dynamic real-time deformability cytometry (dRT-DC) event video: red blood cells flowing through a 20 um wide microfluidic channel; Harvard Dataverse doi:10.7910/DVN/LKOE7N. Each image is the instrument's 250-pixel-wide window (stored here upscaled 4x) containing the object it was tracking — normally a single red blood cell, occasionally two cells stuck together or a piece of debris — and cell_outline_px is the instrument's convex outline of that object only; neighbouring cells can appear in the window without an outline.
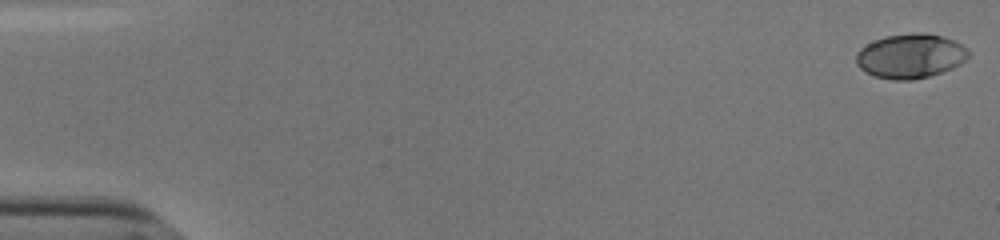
{"species": "human", "species_latin": "Homo sapiens", "temperature_condition": "cold", "stored_images_in_passage": 46, "camera_frame_rate_fps": 3000, "um_per_image_px": 0.085, "donor": {"sex": "male"}, "frame": {"image": 1, "passage_image": 1, "time_ms": 0.0, "image_size_px": [1000, 240], "cell_outline_px": [[968, 56], [960, 64], [952, 68], [928, 76], [912, 80], [892, 80], [876, 76], [860, 68], [856, 64], [856, 52], [860, 48], [884, 36], [940, 36], [952, 40], [968, 48]], "centroid_in_image_um": [77.36, 4.82], "position_along_channel_um": 7.6, "area_um2": 27.92}}
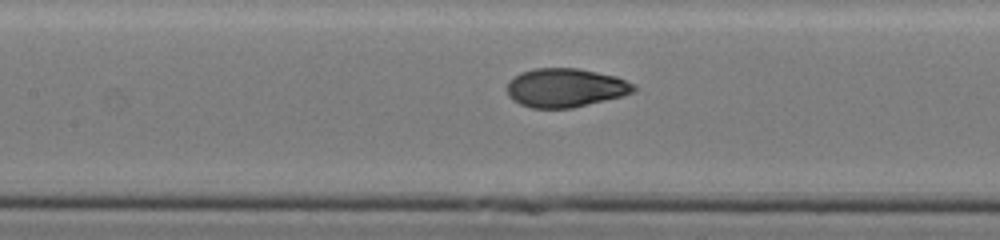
{"frame": {"image": 2, "passage_image": 26, "time_ms": 8.333, "image_size_px": [1000, 240], "cell_outline_px": [[636, 88], [632, 92], [620, 96], [572, 108], [532, 108], [520, 104], [512, 100], [508, 96], [508, 80], [520, 72], [536, 68], [580, 68], [616, 76], [632, 84]], "centroid_in_image_um": [48.01, 7.45], "position_along_channel_um": 159.4, "area_um2": 28.5}}
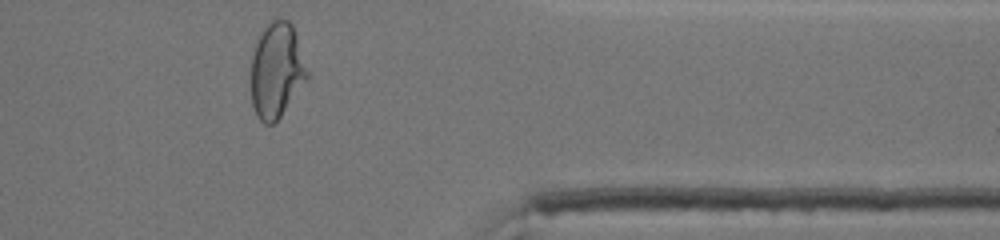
{"frame": {"image": 3, "passage_image": 45, "time_ms": 14.667, "image_size_px": [1000, 240], "cell_outline_px": [[308, 80], [280, 116], [272, 124], [264, 124], [256, 116], [252, 104], [252, 56], [260, 32], [276, 16], [280, 16], [288, 20], [292, 24], [308, 72]], "centroid_in_image_um": [23.51, 5.96], "position_along_channel_um": 387.9, "area_um2": 31.04}, "authors_computed_cell_mechanics": {"area_um2": 28.5532, "velocity_mm_per_s": 3.8326, "shape_relaxation_time_tau1_ms": 5.5576, "shape_relaxation_time_tau2_ms": null, "deformation_change_tau1": 0.2111, "deformation_change_tau2": null}}